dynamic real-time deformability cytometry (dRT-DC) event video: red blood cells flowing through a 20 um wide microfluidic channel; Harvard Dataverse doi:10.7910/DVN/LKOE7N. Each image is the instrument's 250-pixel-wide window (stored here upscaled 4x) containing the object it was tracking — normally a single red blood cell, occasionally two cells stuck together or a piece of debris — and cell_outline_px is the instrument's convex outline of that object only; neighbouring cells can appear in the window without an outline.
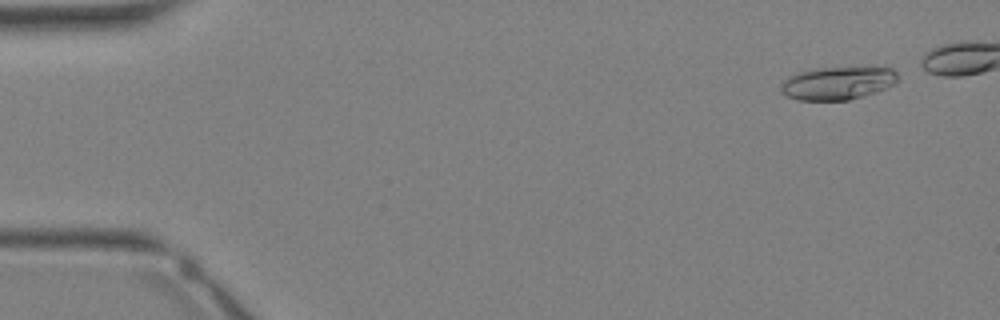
{"species": "Egyptian fruit bat (a non-hibernating species)", "species_latin": "Rousettus aegyptiacus", "temperature_condition": "warm", "stored_images_in_passage": 28, "camera_frame_rate_fps": 3000, "um_per_image_px": 0.085, "animal": {"sex": "female"}, "frame": {"image": 1, "passage_image": 2, "time_ms": 0.333, "image_size_px": [1000, 320], "cell_outline_px": [[896, 80], [892, 84], [876, 92], [848, 100], [796, 100], [788, 96], [780, 88], [784, 80], [788, 76], [800, 72], [820, 68], [892, 68], [896, 72]], "centroid_in_image_um": [71.17, 7.08], "position_along_channel_um": 13.8, "area_um2": 21.91}}
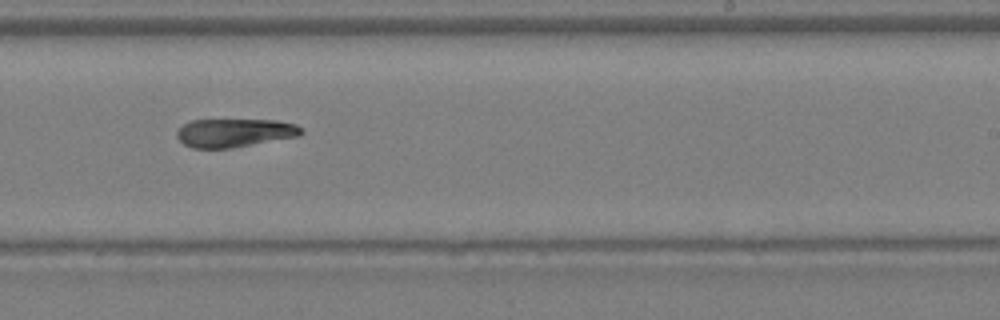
{"frame": {"image": 2, "passage_image": 21, "time_ms": 6.667, "image_size_px": [1000, 320], "cell_outline_px": [[304, 132], [300, 136], [232, 148], [192, 148], [184, 144], [176, 136], [176, 132], [184, 124], [192, 120], [276, 120], [296, 124]], "centroid_in_image_um": [19.95, 11.29], "position_along_channel_um": 269.0, "area_um2": 20.63}}
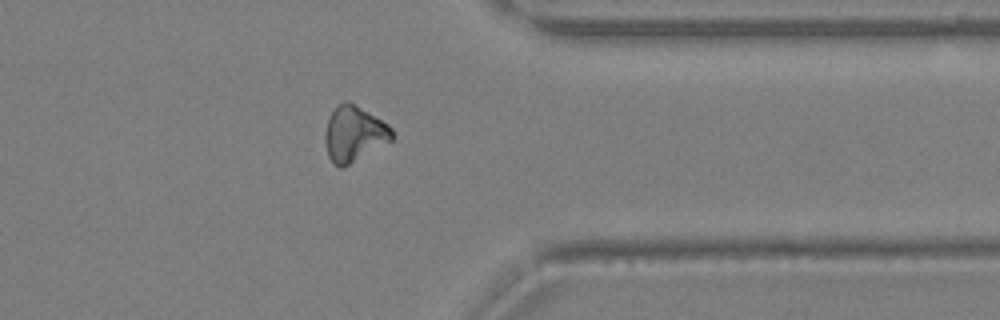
{"frame": {"image": 3, "passage_image": 27, "time_ms": 8.667, "image_size_px": [1000, 320], "cell_outline_px": [[392, 140], [344, 168], [340, 168], [332, 164], [328, 156], [324, 140], [324, 132], [328, 116], [340, 104], [348, 100], [388, 124], [392, 128]], "centroid_in_image_um": [30.06, 11.41], "position_along_channel_um": 381.3, "area_um2": 21.73}}